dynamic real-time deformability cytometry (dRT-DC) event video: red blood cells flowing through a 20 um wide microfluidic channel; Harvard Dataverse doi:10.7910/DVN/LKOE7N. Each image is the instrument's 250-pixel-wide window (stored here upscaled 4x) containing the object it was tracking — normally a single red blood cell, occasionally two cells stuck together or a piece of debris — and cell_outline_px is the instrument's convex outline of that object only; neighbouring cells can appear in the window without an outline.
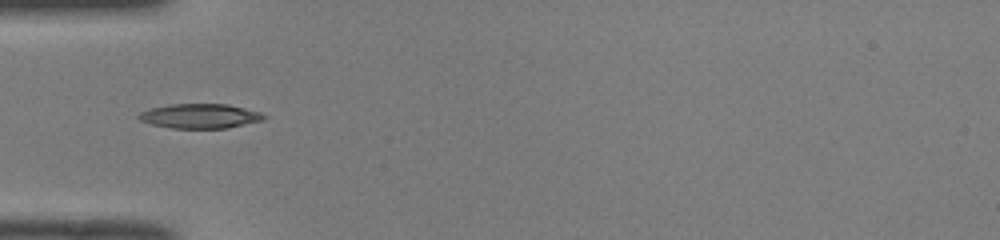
{"species": "common noctule bat (a hibernating species)", "species_latin": "Nyctalus noctula", "temperature_condition": "room temperature", "stored_images_in_passage": 36, "camera_frame_rate_fps": 3000, "um_per_image_px": 0.085, "animal": {"sex": "male", "body_mass_g": 19.0, "forearm_length_mm": 50.8}, "frame": {"image": 1, "passage_image": 2, "time_ms": 0.333, "image_size_px": [1000, 240], "cell_outline_px": [[268, 116], [264, 120], [228, 128], [172, 128], [152, 124], [140, 120], [136, 116], [140, 112], [152, 108], [168, 104], [228, 104], [260, 112]], "centroid_in_image_um": [17.02, 9.86], "position_along_channel_um": 68.0, "area_um2": 17.92}}
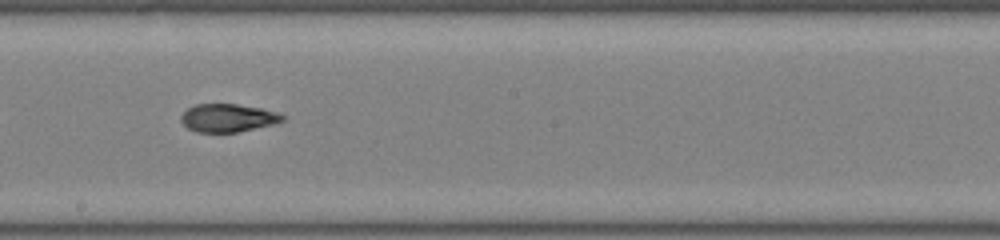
{"frame": {"image": 2, "passage_image": 14, "time_ms": 4.333, "image_size_px": [1000, 240], "cell_outline_px": [[288, 120], [272, 124], [236, 132], [196, 132], [188, 128], [180, 120], [180, 116], [188, 108], [196, 104], [236, 104], [260, 108], [280, 112]], "centroid_in_image_um": [19.39, 10.02], "position_along_channel_um": 228.8, "area_um2": 16.59}}
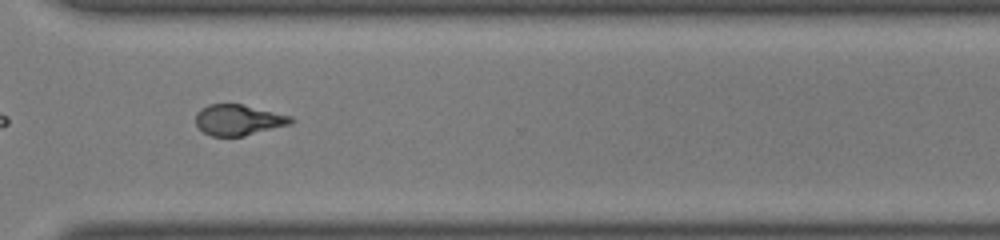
{"frame": {"image": 3, "passage_image": 23, "time_ms": 7.333, "image_size_px": [1000, 240], "cell_outline_px": [[296, 120], [292, 124], [244, 136], [212, 136], [204, 132], [196, 124], [196, 112], [200, 108], [208, 104], [240, 104], [292, 116]], "centroid_in_image_um": [20.28, 10.19], "position_along_channel_um": 350.3, "area_um2": 17.11}, "authors_computed_cell_mechanics": {"area_um2": 17.2822, "velocity_mm_per_s": 4.0352, "shape_relaxation_time_tau1_ms": 7.6978, "shape_relaxation_time_tau2_ms": 2.6209, "deformation_change_tau1": 0.2282, "deformation_change_tau2": 0.1054}}